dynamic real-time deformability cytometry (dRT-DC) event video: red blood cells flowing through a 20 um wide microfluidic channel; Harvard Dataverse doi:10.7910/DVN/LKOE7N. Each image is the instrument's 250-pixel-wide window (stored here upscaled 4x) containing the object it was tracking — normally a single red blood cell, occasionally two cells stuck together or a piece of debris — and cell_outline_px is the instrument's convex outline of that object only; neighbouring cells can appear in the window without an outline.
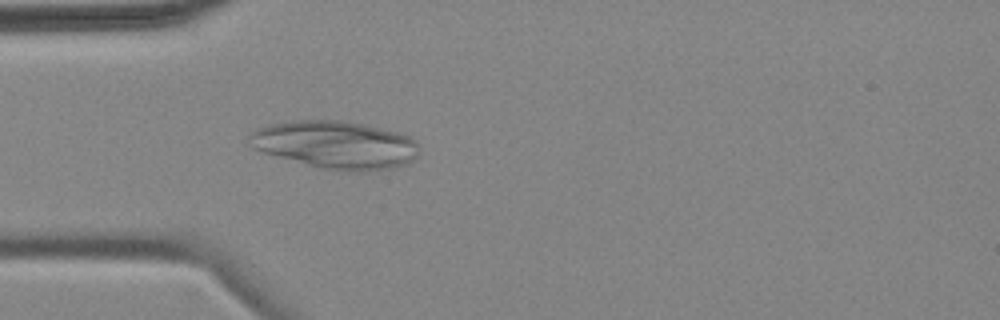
{"species": "common noctule bat (a hibernating species)", "species_latin": "Nyctalus noctula", "temperature_condition": "cold", "stored_images_in_passage": 2, "camera_frame_rate_fps": 3000, "um_per_image_px": 0.085, "animal": {"sex": "female", "body_mass_g": 18.4}, "frame": {"image": 1, "passage_image": 2, "time_ms": 1.333, "image_size_px": [1000, 320], "cell_outline_px": [[420, 152], [408, 164], [392, 168], [364, 172], [344, 172], [320, 168], [264, 152], [252, 148], [248, 136], [256, 128], [268, 124], [292, 120], [344, 120], [364, 124], [412, 136]], "centroid_in_image_um": [28.53, 12.31], "position_along_channel_um": 56.5, "area_um2": 47.63}}